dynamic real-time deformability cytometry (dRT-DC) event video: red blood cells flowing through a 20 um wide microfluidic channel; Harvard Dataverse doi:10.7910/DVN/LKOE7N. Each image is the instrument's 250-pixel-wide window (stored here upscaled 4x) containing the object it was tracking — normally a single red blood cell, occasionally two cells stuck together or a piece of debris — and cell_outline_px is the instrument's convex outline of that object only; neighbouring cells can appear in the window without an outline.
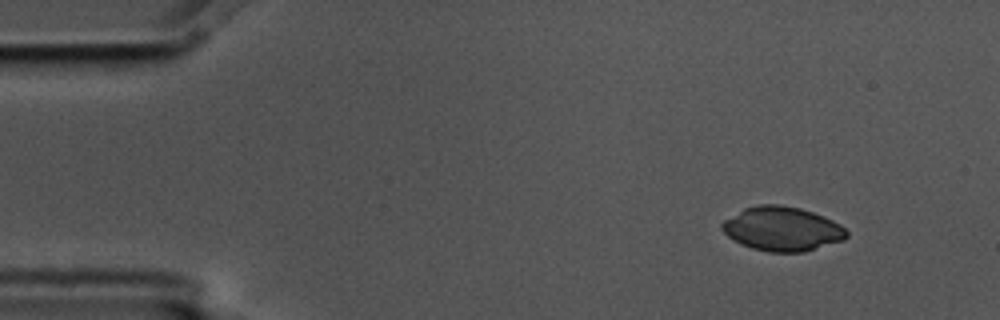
{"species": "common noctule bat (a hibernating species)", "species_latin": "Nyctalus noctula", "temperature_condition": "cold", "stored_images_in_passage": 4, "camera_frame_rate_fps": 3000, "um_per_image_px": 0.085, "animal": {"sex": "male", "body_mass_g": 17.5, "forearm_length_mm": 52.3}, "frame": {"image": 1, "passage_image": 1, "time_ms": 0.0, "image_size_px": [1000, 320], "cell_outline_px": [[848, 236], [844, 240], [804, 252], [768, 252], [752, 248], [740, 244], [728, 236], [720, 228], [720, 224], [724, 220], [744, 208], [756, 204], [780, 204], [800, 208], [824, 216], [840, 224], [848, 232]], "centroid_in_image_um": [66.48, 19.45], "position_along_channel_um": 18.5, "area_um2": 32.25}}